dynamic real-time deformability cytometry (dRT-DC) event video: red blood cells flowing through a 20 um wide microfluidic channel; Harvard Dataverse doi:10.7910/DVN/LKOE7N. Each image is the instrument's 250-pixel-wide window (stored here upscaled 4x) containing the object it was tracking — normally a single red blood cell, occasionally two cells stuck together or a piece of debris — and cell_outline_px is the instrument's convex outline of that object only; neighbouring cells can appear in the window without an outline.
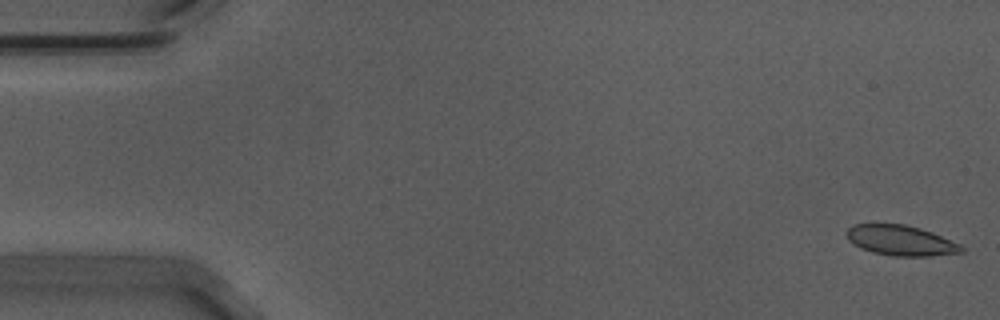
{"species": "Egyptian fruit bat (a non-hibernating species)", "species_latin": "Rousettus aegyptiacus", "temperature_condition": "warm", "stored_images_in_passage": 55, "camera_frame_rate_fps": 3000, "um_per_image_px": 0.085, "animal": {"sex": "male"}, "frame": {"image": 1, "passage_image": 1, "time_ms": 0.0, "image_size_px": [1000, 320], "cell_outline_px": [[964, 252], [932, 256], [892, 256], [872, 252], [860, 248], [848, 240], [844, 232], [852, 224], [904, 224], [920, 228], [932, 232], [960, 244], [964, 248]], "centroid_in_image_um": [76.54, 20.44], "position_along_channel_um": 8.5, "area_um2": 20.4}}
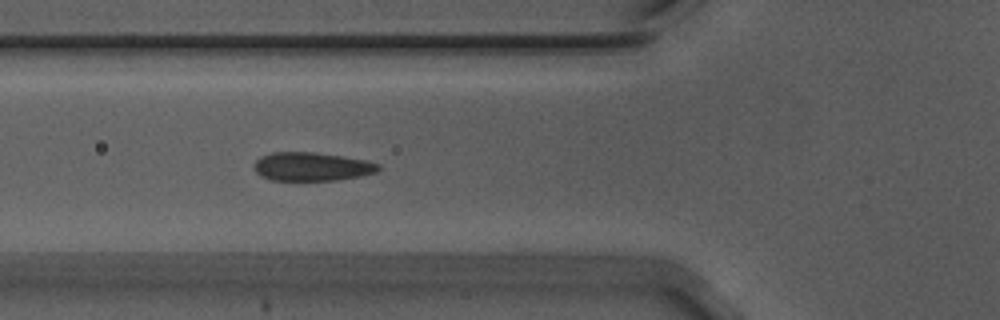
{"frame": {"image": 2, "passage_image": 20, "time_ms": 6.333, "image_size_px": [1000, 320], "cell_outline_px": [[380, 168], [376, 172], [360, 176], [336, 180], [272, 180], [260, 176], [256, 172], [256, 160], [260, 156], [272, 152], [316, 152], [344, 156], [368, 160], [380, 164]], "centroid_in_image_um": [26.53, 14.15], "position_along_channel_um": 99.3, "area_um2": 20.75}}
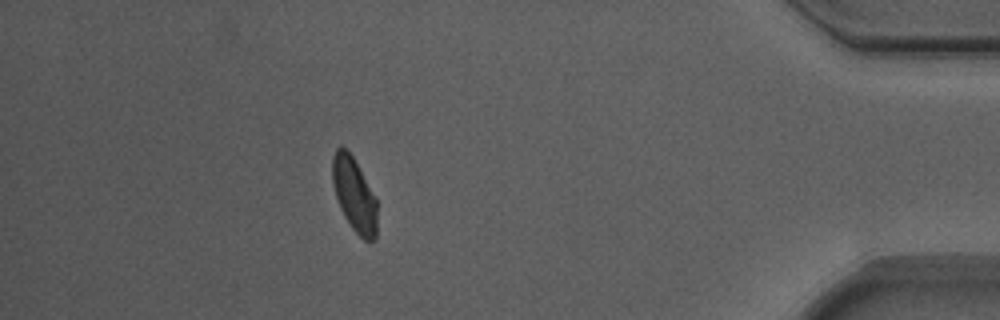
{"frame": {"image": 3, "passage_image": 49, "time_ms": 16.0, "image_size_px": [1000, 320], "cell_outline_px": [[376, 240], [364, 240], [352, 228], [344, 216], [340, 208], [332, 184], [332, 156], [336, 148], [340, 144], [352, 156], [376, 196]], "centroid_in_image_um": [30.1, 16.52], "position_along_channel_um": 405.1, "area_um2": 19.25}, "authors_computed_cell_mechanics": {"area_um2": 20.2878, "velocity_mm_per_s": 3.7016, "shape_relaxation_time_tau1_ms": 6.4565, "shape_relaxation_time_tau2_ms": 0.8385, "deformation_change_tau1": 0.1334, "deformation_change_tau2": 0.0526}}